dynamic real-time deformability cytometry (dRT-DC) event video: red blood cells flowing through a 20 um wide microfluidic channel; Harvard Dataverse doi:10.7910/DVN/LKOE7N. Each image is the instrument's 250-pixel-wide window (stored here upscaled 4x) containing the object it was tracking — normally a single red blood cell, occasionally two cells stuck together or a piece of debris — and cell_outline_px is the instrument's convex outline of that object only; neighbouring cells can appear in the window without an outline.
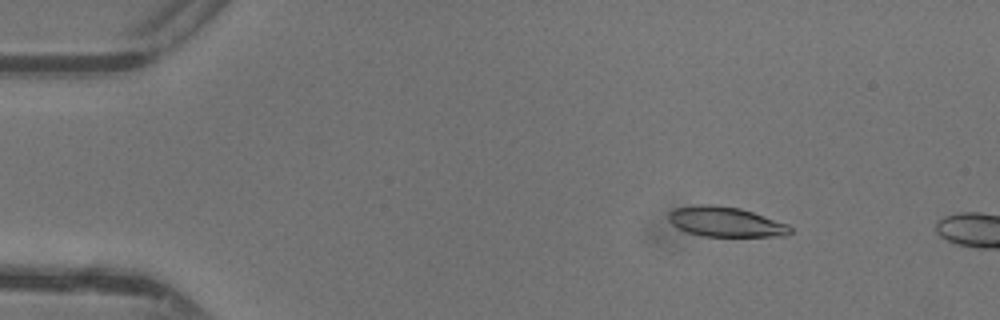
{"species": "common noctule bat (a hibernating species)", "species_latin": "Nyctalus noctula", "temperature_condition": "warm", "stored_images_in_passage": 5, "camera_frame_rate_fps": 3000, "um_per_image_px": 0.085, "animal": {"sex": "female"}, "frame": {"image": 1, "passage_image": 2, "time_ms": 0.333, "image_size_px": [1000, 320], "cell_outline_px": [[792, 232], [788, 236], [704, 236], [688, 232], [676, 228], [668, 220], [668, 212], [676, 208], [696, 204], [712, 204], [740, 208], [788, 224], [792, 228]], "centroid_in_image_um": [61.66, 18.85], "position_along_channel_um": 23.3, "area_um2": 21.33}}